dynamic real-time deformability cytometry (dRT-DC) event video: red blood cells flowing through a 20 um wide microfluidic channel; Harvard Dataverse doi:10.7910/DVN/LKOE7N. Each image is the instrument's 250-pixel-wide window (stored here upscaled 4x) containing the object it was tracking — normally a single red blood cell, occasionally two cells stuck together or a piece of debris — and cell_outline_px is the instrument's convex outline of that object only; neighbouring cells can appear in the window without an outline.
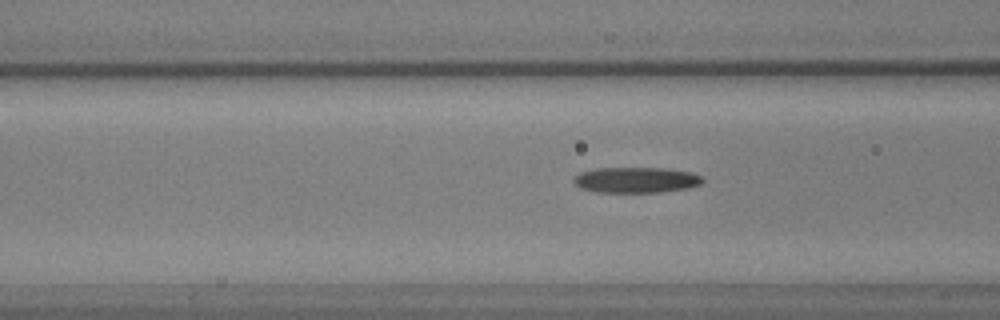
{"species": "common noctule bat (a hibernating species)", "species_latin": "Nyctalus noctula", "temperature_condition": "warm", "stored_images_in_passage": 59, "camera_frame_rate_fps": 3000, "um_per_image_px": 0.085, "animal": {"sex": "male", "body_mass_g": 17.9, "forearm_length_mm": 54.2}, "frame": {"image": 1, "passage_image": 23, "time_ms": 7.333, "image_size_px": [1000, 320], "cell_outline_px": [[704, 180], [700, 184], [688, 188], [660, 192], [596, 192], [580, 188], [572, 180], [580, 172], [596, 168], [668, 168], [692, 172], [700, 176]], "centroid_in_image_um": [54.07, 15.29], "position_along_channel_um": 112.5, "area_um2": 19.31}}
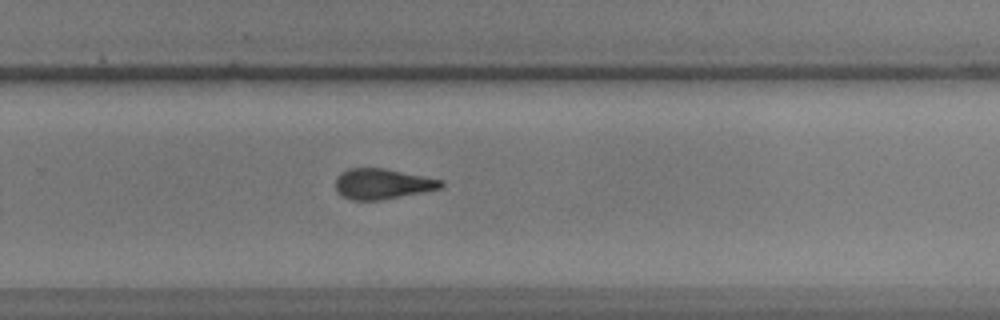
{"frame": {"image": 2, "passage_image": 39, "time_ms": 12.667, "image_size_px": [1000, 320], "cell_outline_px": [[444, 184], [440, 188], [380, 200], [352, 200], [344, 196], [336, 188], [336, 176], [340, 172], [352, 168], [384, 168], [444, 180]], "centroid_in_image_um": [32.5, 15.61], "position_along_channel_um": 297.3, "area_um2": 18.44}}
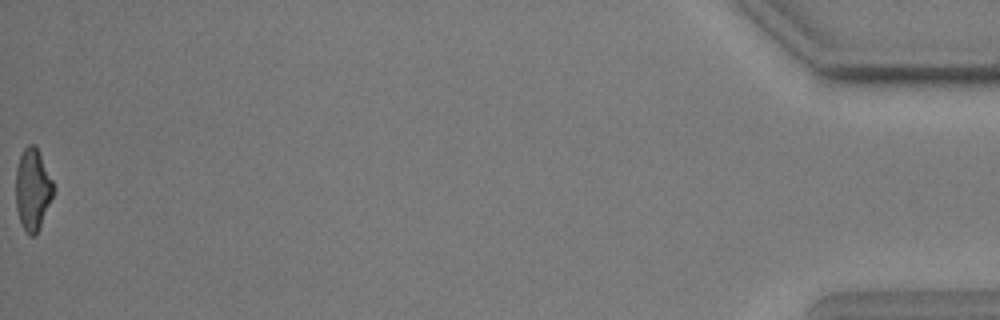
{"frame": {"image": 3, "passage_image": 59, "time_ms": 19.333, "image_size_px": [1000, 320], "cell_outline_px": [[56, 188], [40, 228], [36, 236], [28, 236], [20, 220], [16, 208], [16, 168], [20, 156], [24, 148], [28, 144], [36, 144]], "centroid_in_image_um": [2.8, 16.1], "position_along_channel_um": 432.4, "area_um2": 18.15}}